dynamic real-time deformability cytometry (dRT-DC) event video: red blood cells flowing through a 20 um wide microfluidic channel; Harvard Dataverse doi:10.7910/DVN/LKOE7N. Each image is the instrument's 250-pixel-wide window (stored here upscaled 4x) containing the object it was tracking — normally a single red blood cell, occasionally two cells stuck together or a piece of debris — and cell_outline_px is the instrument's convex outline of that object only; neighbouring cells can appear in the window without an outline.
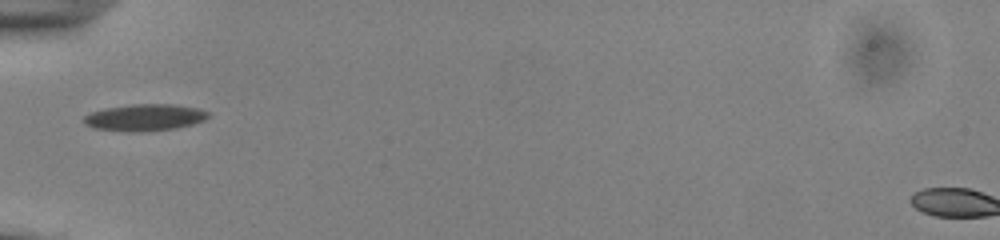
{"species": "common noctule bat (a hibernating species)", "species_latin": "Nyctalus noctula", "temperature_condition": "cold", "stored_images_in_passage": 36, "camera_frame_rate_fps": 3000, "um_per_image_px": 0.085, "animal": {"sex": "male", "body_mass_g": 13.0, "forearm_length_mm": 53.1}, "frame": {"image": 1, "passage_image": 1, "time_ms": 0.0, "image_size_px": [1000, 240], "cell_outline_px": [[208, 116], [204, 120], [192, 124], [176, 128], [140, 132], [128, 132], [92, 128], [84, 124], [84, 116], [92, 112], [104, 108], [132, 104], [172, 104], [200, 108], [208, 112]], "centroid_in_image_um": [12.28, 9.99], "position_along_channel_um": 72.7, "area_um2": 19.48}}
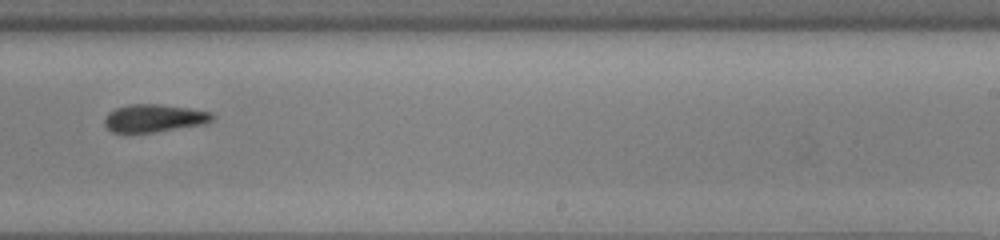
{"frame": {"image": 2, "passage_image": 17, "time_ms": 5.333, "image_size_px": [1000, 240], "cell_outline_px": [[216, 116], [212, 120], [204, 124], [156, 132], [112, 132], [104, 124], [104, 120], [108, 112], [116, 108], [128, 104], [160, 104], [188, 108], [212, 112]], "centroid_in_image_um": [13.11, 10.04], "position_along_channel_um": 275.9, "area_um2": 17.46}}
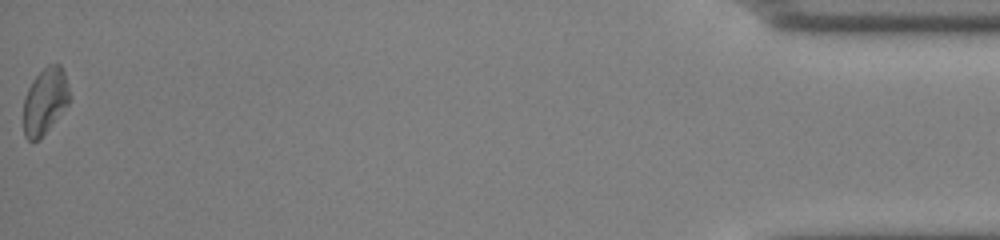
{"frame": {"image": 3, "passage_image": 36, "time_ms": 11.667, "image_size_px": [1000, 240], "cell_outline_px": [[68, 104], [40, 140], [28, 140], [24, 136], [24, 96], [32, 80], [48, 64], [60, 64], [64, 72], [68, 88]], "centroid_in_image_um": [3.8, 8.6], "position_along_channel_um": 431.4, "area_um2": 17.57}, "authors_computed_cell_mechanics": {"area_um2": 18.0914, "velocity_mm_per_s": 3.8338, "shape_relaxation_time_tau1_ms": 5.6846, "shape_relaxation_time_tau2_ms": 5.2154, "deformation_change_tau1": 0.1189, "deformation_change_tau2": 0.1052}}